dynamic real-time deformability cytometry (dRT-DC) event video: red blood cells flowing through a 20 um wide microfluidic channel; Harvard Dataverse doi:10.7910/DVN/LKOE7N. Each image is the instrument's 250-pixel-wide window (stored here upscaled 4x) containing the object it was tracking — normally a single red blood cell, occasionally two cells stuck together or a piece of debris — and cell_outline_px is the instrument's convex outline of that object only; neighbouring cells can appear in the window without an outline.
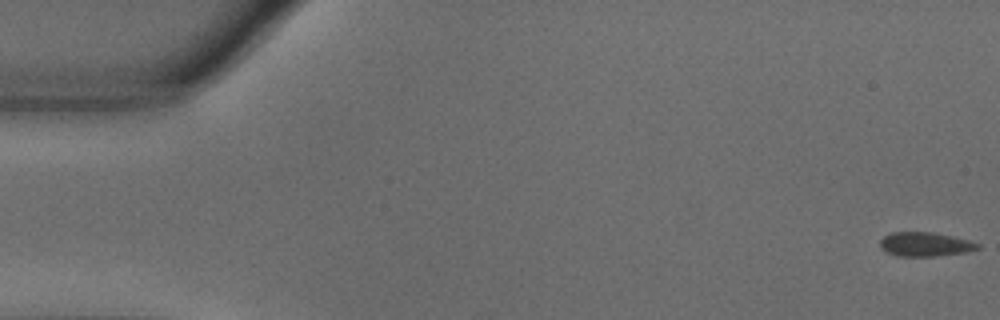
{"species": "common noctule bat (a hibernating species)", "species_latin": "Nyctalus noctula", "temperature_condition": "warm", "stored_images_in_passage": 56, "camera_frame_rate_fps": 3000, "um_per_image_px": 0.085, "animal": {"sex": "male", "body_mass_g": 18.8}, "frame": {"image": 1, "passage_image": 1, "time_ms": 0.0, "image_size_px": [1000, 320], "cell_outline_px": [[980, 248], [964, 252], [932, 256], [896, 256], [884, 252], [880, 248], [880, 240], [884, 236], [892, 232], [932, 232], [952, 236], [968, 240], [980, 244]], "centroid_in_image_um": [78.58, 20.76], "position_along_channel_um": 6.4, "area_um2": 13.7}}
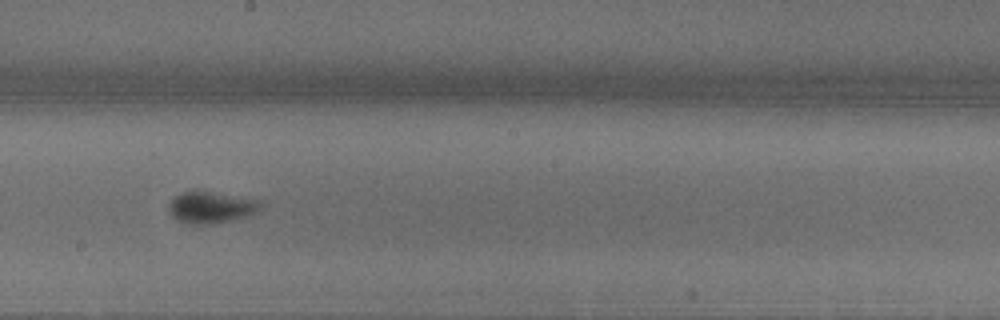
{"frame": {"image": 2, "passage_image": 31, "time_ms": 10.0, "image_size_px": [1000, 320], "cell_outline_px": [[260, 208], [244, 216], [228, 220], [208, 224], [188, 224], [172, 216], [168, 208], [168, 204], [176, 196], [184, 192], [196, 188], [260, 200]], "centroid_in_image_um": [17.87, 17.57], "position_along_channel_um": 230.3, "area_um2": 16.76}}
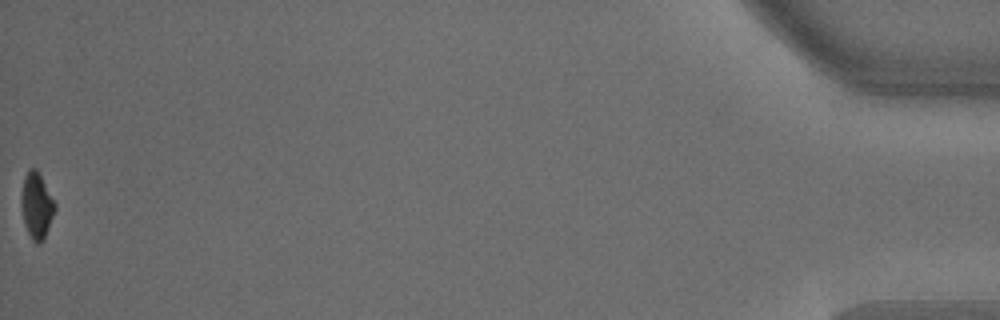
{"frame": {"image": 3, "passage_image": 56, "time_ms": 18.333, "image_size_px": [1000, 320], "cell_outline_px": [[56, 208], [44, 240], [40, 244], [36, 244], [32, 240], [24, 224], [20, 204], [20, 196], [24, 176], [28, 168], [36, 168], [56, 204]], "centroid_in_image_um": [3.09, 17.49], "position_along_channel_um": 432.1, "area_um2": 13.12}, "authors_computed_cell_mechanics": {"area_um2": 14.2188, "velocity_mm_per_s": 3.6199, "shape_relaxation_time_tau1_ms": 10.002, "shape_relaxation_time_tau2_ms": null, "deformation_change_tau1": 0.2707, "deformation_change_tau2": null}}